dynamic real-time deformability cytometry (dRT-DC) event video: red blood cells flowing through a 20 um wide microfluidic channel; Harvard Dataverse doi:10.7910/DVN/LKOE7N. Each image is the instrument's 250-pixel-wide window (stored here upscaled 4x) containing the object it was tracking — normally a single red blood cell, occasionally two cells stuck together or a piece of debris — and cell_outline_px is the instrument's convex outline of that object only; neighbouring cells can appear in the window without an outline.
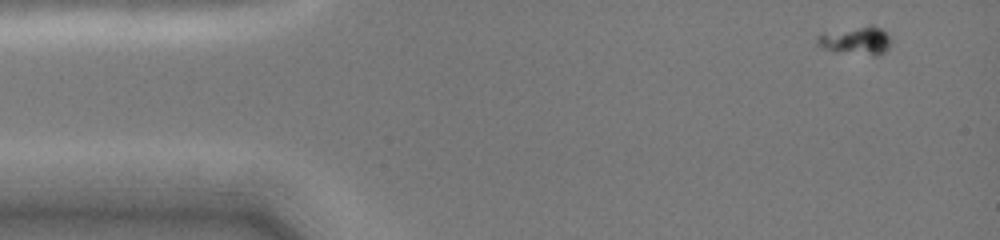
{"species": "common noctule bat (a hibernating species)", "species_latin": "Nyctalus noctula", "temperature_condition": "cold", "stored_images_in_passage": 5, "camera_frame_rate_fps": 3000, "um_per_image_px": 0.085, "animal": {"sex": "female", "body_mass_g": 19.0, "forearm_length_mm": 51.5}, "frame": {"image": 1, "passage_image": 1, "time_ms": 0.0, "image_size_px": [1000, 240], "cell_outline_px": [[888, 48], [880, 56], [872, 56], [832, 52], [820, 48], [816, 44], [816, 40], [820, 36], [860, 28], [880, 28], [888, 36]], "centroid_in_image_um": [72.75, 3.57], "position_along_channel_um": 12.3, "area_um2": 11.27}}
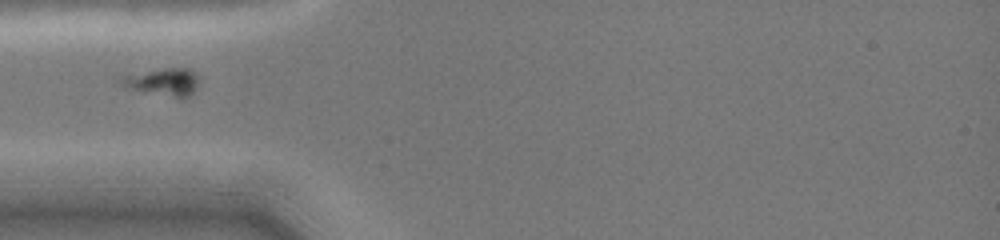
{"frame": {"image": 2, "passage_image": 4, "time_ms": 3.667, "image_size_px": [1000, 240], "cell_outline_px": [[196, 88], [188, 96], [180, 100], [124, 88], [120, 84], [120, 76], [164, 68], [188, 68], [196, 76]], "centroid_in_image_um": [13.79, 7.01], "position_along_channel_um": 71.2, "area_um2": 12.66}}
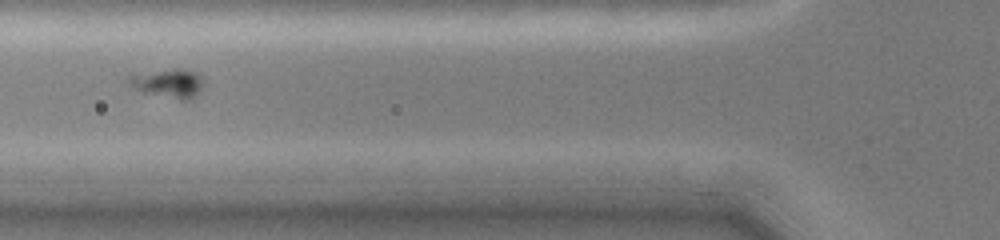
{"frame": {"image": 3, "passage_image": 5, "time_ms": 4.667, "image_size_px": [1000, 240], "cell_outline_px": [[200, 88], [188, 100], [180, 100], [144, 92], [128, 84], [128, 76], [172, 68], [180, 68], [196, 72], [200, 76]], "centroid_in_image_um": [14.27, 7.06], "position_along_channel_um": 111.5, "area_um2": 12.02}}